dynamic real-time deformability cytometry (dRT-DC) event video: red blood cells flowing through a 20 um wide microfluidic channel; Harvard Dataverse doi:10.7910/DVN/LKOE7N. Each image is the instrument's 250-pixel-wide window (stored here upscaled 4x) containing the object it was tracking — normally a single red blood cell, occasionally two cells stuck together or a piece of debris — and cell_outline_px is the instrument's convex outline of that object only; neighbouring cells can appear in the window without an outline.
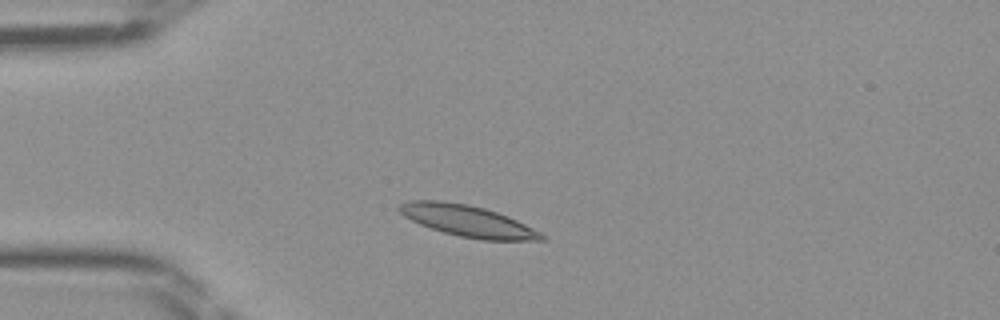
{"species": "Egyptian fruit bat (a non-hibernating species)", "species_latin": "Rousettus aegyptiacus", "temperature_condition": "room temperature", "stored_images_in_passage": 41, "camera_frame_rate_fps": 3000, "um_per_image_px": 0.085, "frame": {"image": 1, "passage_image": 6, "time_ms": 1.667, "image_size_px": [1000, 320], "cell_outline_px": [[548, 240], [480, 240], [460, 236], [444, 232], [420, 224], [404, 216], [396, 208], [400, 204], [412, 200], [444, 200], [468, 204], [484, 208], [508, 216], [540, 232]], "centroid_in_image_um": [39.74, 18.77], "position_along_channel_um": 45.3, "area_um2": 25.84}}
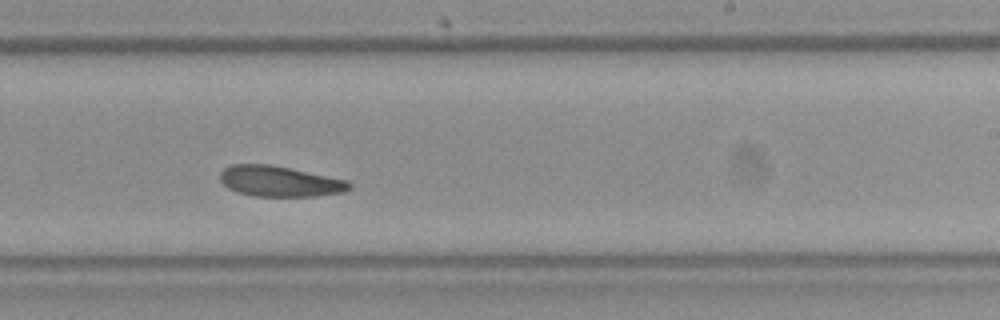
{"frame": {"image": 2, "passage_image": 23, "time_ms": 7.333, "image_size_px": [1000, 320], "cell_outline_px": [[352, 188], [344, 192], [316, 196], [256, 196], [240, 192], [228, 188], [220, 180], [220, 172], [224, 168], [232, 164], [268, 164], [348, 180], [352, 184]], "centroid_in_image_um": [23.79, 15.41], "position_along_channel_um": 265.2, "area_um2": 22.89}}
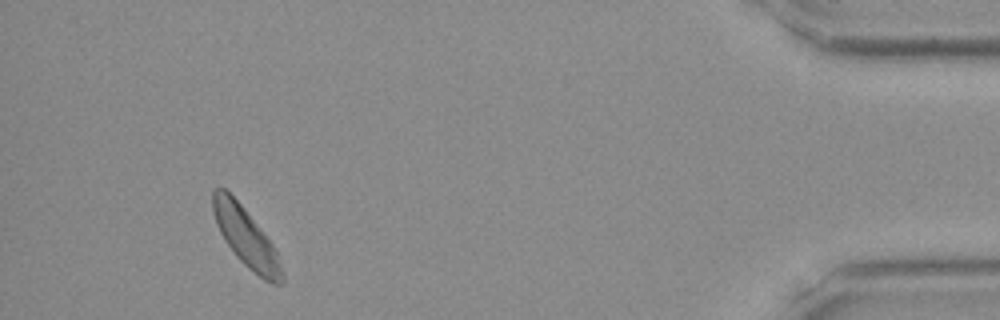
{"frame": {"image": 3, "passage_image": 38, "time_ms": 12.333, "image_size_px": [1000, 320], "cell_outline_px": [[284, 280], [280, 284], [272, 284], [264, 280], [248, 268], [236, 256], [220, 232], [216, 224], [212, 212], [212, 192], [216, 188], [224, 188], [240, 204], [260, 228], [272, 244], [276, 252], [284, 276]], "centroid_in_image_um": [20.89, 20.19], "position_along_channel_um": 414.3, "area_um2": 23.24}}